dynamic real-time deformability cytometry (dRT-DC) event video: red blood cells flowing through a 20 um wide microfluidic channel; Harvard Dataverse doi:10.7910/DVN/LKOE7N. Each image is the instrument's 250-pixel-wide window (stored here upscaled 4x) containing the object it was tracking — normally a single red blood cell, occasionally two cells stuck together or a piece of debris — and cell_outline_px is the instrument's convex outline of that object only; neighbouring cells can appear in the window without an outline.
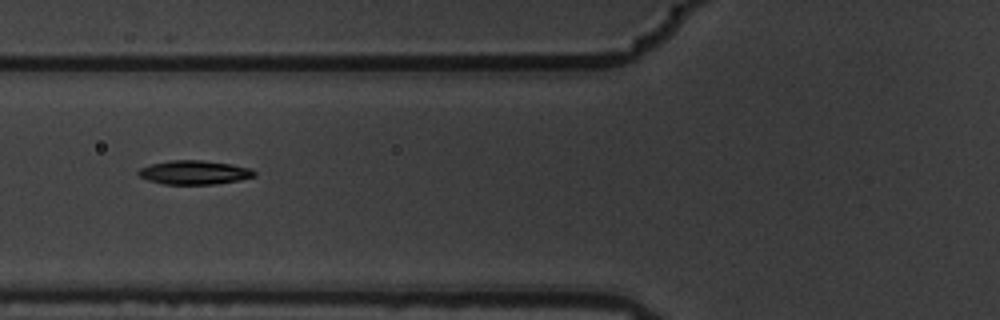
{"species": "common noctule bat (a hibernating species)", "species_latin": "Nyctalus noctula", "temperature_condition": "warm", "stored_images_in_passage": 9, "camera_frame_rate_fps": 3000, "um_per_image_px": 0.085, "animal": {"sex": "male", "body_mass_g": 19.5, "forearm_length_mm": 54.6}, "frame": {"image": 1, "passage_image": 6, "time_ms": 1.667, "image_size_px": [1000, 320], "cell_outline_px": [[256, 176], [240, 180], [212, 184], [164, 184], [148, 180], [140, 176], [136, 172], [140, 168], [152, 164], [168, 160], [200, 160], [232, 164], [252, 168], [256, 172]], "centroid_in_image_um": [16.54, 14.65], "position_along_channel_um": 109.3, "area_um2": 16.18}}
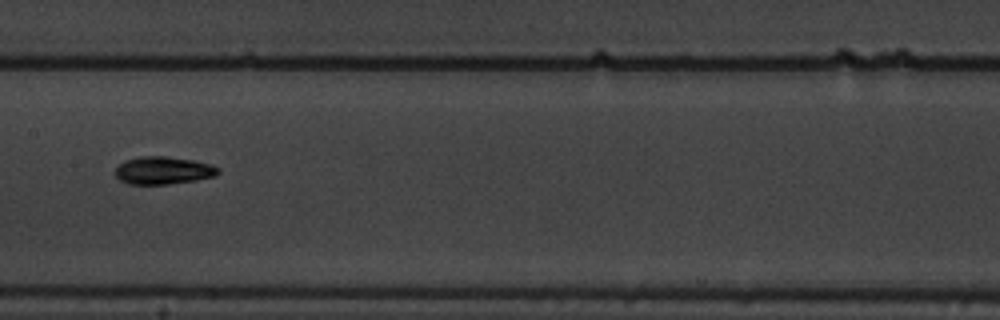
{"frame": {"image": 2, "passage_image": 8, "time_ms": 2.333, "image_size_px": [1000, 320], "cell_outline_px": [[220, 172], [216, 176], [196, 180], [168, 184], [128, 184], [120, 180], [116, 176], [116, 168], [124, 160], [140, 156], [164, 156], [196, 160], [212, 164], [220, 168]], "centroid_in_image_um": [13.91, 14.48], "position_along_channel_um": 193.5, "area_um2": 16.76}}
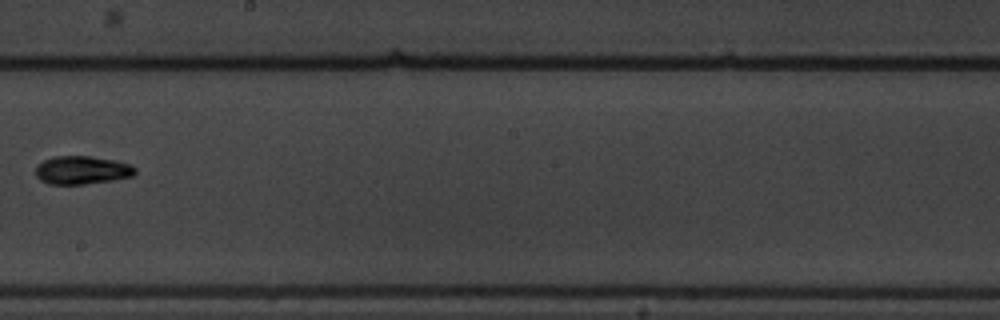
{"frame": {"image": 3, "passage_image": 9, "time_ms": 2.667, "image_size_px": [1000, 320], "cell_outline_px": [[136, 172], [132, 176], [112, 180], [84, 184], [48, 184], [40, 180], [36, 176], [36, 164], [52, 156], [88, 156], [116, 160], [132, 164], [136, 168]], "centroid_in_image_um": [6.96, 14.45], "position_along_channel_um": 241.2, "area_um2": 16.53}}